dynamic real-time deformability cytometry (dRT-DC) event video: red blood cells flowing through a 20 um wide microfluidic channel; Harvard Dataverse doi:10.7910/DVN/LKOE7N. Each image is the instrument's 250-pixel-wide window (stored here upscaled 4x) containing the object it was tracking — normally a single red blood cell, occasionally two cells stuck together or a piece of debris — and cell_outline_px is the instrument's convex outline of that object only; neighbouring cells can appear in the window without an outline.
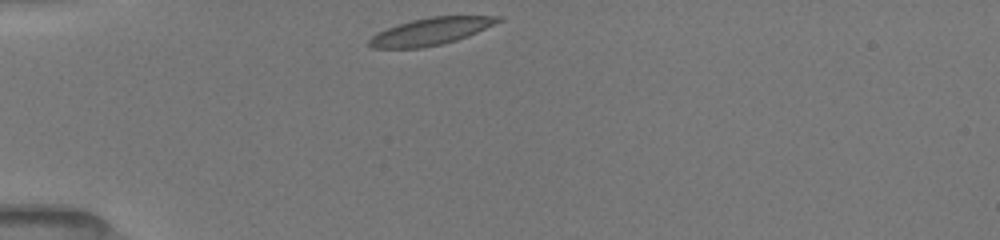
{"species": "common noctule bat (a hibernating species)", "species_latin": "Nyctalus noctula", "temperature_condition": "room temperature", "stored_images_in_passage": 14, "camera_frame_rate_fps": 3000, "um_per_image_px": 0.085, "animal": {"sex": "female", "body_mass_g": 19.5, "forearm_length_mm": 54.1}, "frame": {"image": 1, "passage_image": 1, "time_ms": 0.0, "image_size_px": [1000, 240], "cell_outline_px": [[504, 20], [468, 36], [456, 40], [440, 44], [420, 48], [372, 48], [368, 44], [368, 40], [372, 36], [388, 28], [412, 20], [432, 16], [504, 16]], "centroid_in_image_um": [36.66, 2.66], "position_along_channel_um": 48.3, "area_um2": 20.17}}
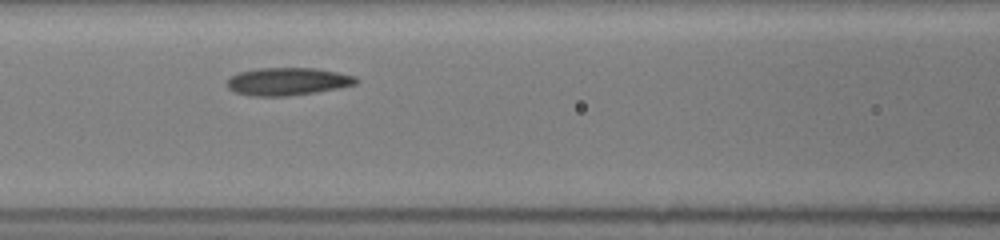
{"frame": {"image": 2, "passage_image": 10, "time_ms": 3.0, "image_size_px": [1000, 240], "cell_outline_px": [[360, 80], [356, 84], [340, 88], [316, 92], [288, 96], [248, 96], [236, 92], [228, 88], [228, 80], [232, 76], [240, 72], [256, 68], [316, 68], [356, 76]], "centroid_in_image_um": [24.48, 6.93], "position_along_channel_um": 142.1, "area_um2": 20.87}}
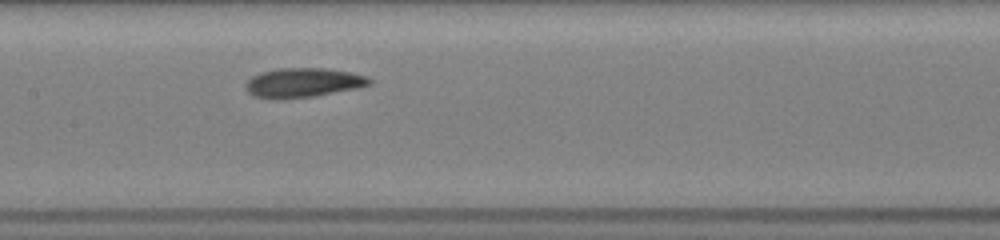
{"frame": {"image": 3, "passage_image": 14, "time_ms": 4.0, "image_size_px": [1000, 240], "cell_outline_px": [[372, 84], [356, 88], [312, 96], [284, 100], [272, 100], [252, 96], [244, 88], [244, 84], [252, 76], [260, 72], [280, 68], [324, 68], [348, 72], [368, 76], [372, 80]], "centroid_in_image_um": [25.69, 7.04], "position_along_channel_um": 181.7, "area_um2": 21.44}}